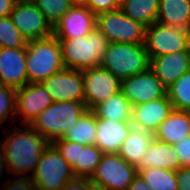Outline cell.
I'll use <instances>...</instances> for the list:
<instances>
[{
    "label": "cell",
    "instance_id": "cell-1",
    "mask_svg": "<svg viewBox=\"0 0 190 190\" xmlns=\"http://www.w3.org/2000/svg\"><path fill=\"white\" fill-rule=\"evenodd\" d=\"M22 127L12 124L1 139L10 177L20 188L32 177L43 151L49 144L30 125Z\"/></svg>",
    "mask_w": 190,
    "mask_h": 190
},
{
    "label": "cell",
    "instance_id": "cell-2",
    "mask_svg": "<svg viewBox=\"0 0 190 190\" xmlns=\"http://www.w3.org/2000/svg\"><path fill=\"white\" fill-rule=\"evenodd\" d=\"M57 39L61 45L65 68L81 71L100 66L109 43L97 27L87 36Z\"/></svg>",
    "mask_w": 190,
    "mask_h": 190
},
{
    "label": "cell",
    "instance_id": "cell-3",
    "mask_svg": "<svg viewBox=\"0 0 190 190\" xmlns=\"http://www.w3.org/2000/svg\"><path fill=\"white\" fill-rule=\"evenodd\" d=\"M64 68L61 45L54 35L27 42L26 70L28 83H42Z\"/></svg>",
    "mask_w": 190,
    "mask_h": 190
},
{
    "label": "cell",
    "instance_id": "cell-4",
    "mask_svg": "<svg viewBox=\"0 0 190 190\" xmlns=\"http://www.w3.org/2000/svg\"><path fill=\"white\" fill-rule=\"evenodd\" d=\"M74 178L72 167L56 147L49 143L37 163L35 172L21 190H61Z\"/></svg>",
    "mask_w": 190,
    "mask_h": 190
},
{
    "label": "cell",
    "instance_id": "cell-5",
    "mask_svg": "<svg viewBox=\"0 0 190 190\" xmlns=\"http://www.w3.org/2000/svg\"><path fill=\"white\" fill-rule=\"evenodd\" d=\"M84 102L62 101L53 102L40 113L30 124L49 143L62 138L85 112Z\"/></svg>",
    "mask_w": 190,
    "mask_h": 190
},
{
    "label": "cell",
    "instance_id": "cell-6",
    "mask_svg": "<svg viewBox=\"0 0 190 190\" xmlns=\"http://www.w3.org/2000/svg\"><path fill=\"white\" fill-rule=\"evenodd\" d=\"M150 59L145 44L108 43L100 66L113 73L121 81L144 72Z\"/></svg>",
    "mask_w": 190,
    "mask_h": 190
},
{
    "label": "cell",
    "instance_id": "cell-7",
    "mask_svg": "<svg viewBox=\"0 0 190 190\" xmlns=\"http://www.w3.org/2000/svg\"><path fill=\"white\" fill-rule=\"evenodd\" d=\"M96 27L109 43H145L146 27L126 16L120 8L98 14Z\"/></svg>",
    "mask_w": 190,
    "mask_h": 190
},
{
    "label": "cell",
    "instance_id": "cell-8",
    "mask_svg": "<svg viewBox=\"0 0 190 190\" xmlns=\"http://www.w3.org/2000/svg\"><path fill=\"white\" fill-rule=\"evenodd\" d=\"M190 30L155 22L145 28V48L149 59L160 55L185 51Z\"/></svg>",
    "mask_w": 190,
    "mask_h": 190
},
{
    "label": "cell",
    "instance_id": "cell-9",
    "mask_svg": "<svg viewBox=\"0 0 190 190\" xmlns=\"http://www.w3.org/2000/svg\"><path fill=\"white\" fill-rule=\"evenodd\" d=\"M137 174L136 166L126 162L119 154H103L89 179L108 190H127Z\"/></svg>",
    "mask_w": 190,
    "mask_h": 190
},
{
    "label": "cell",
    "instance_id": "cell-10",
    "mask_svg": "<svg viewBox=\"0 0 190 190\" xmlns=\"http://www.w3.org/2000/svg\"><path fill=\"white\" fill-rule=\"evenodd\" d=\"M9 16L27 42L53 35V27L32 0H18Z\"/></svg>",
    "mask_w": 190,
    "mask_h": 190
},
{
    "label": "cell",
    "instance_id": "cell-11",
    "mask_svg": "<svg viewBox=\"0 0 190 190\" xmlns=\"http://www.w3.org/2000/svg\"><path fill=\"white\" fill-rule=\"evenodd\" d=\"M83 88L85 107L93 109L121 91V80L102 66H95L83 70Z\"/></svg>",
    "mask_w": 190,
    "mask_h": 190
},
{
    "label": "cell",
    "instance_id": "cell-12",
    "mask_svg": "<svg viewBox=\"0 0 190 190\" xmlns=\"http://www.w3.org/2000/svg\"><path fill=\"white\" fill-rule=\"evenodd\" d=\"M121 92L132 107L167 96V88L150 68L123 79Z\"/></svg>",
    "mask_w": 190,
    "mask_h": 190
},
{
    "label": "cell",
    "instance_id": "cell-13",
    "mask_svg": "<svg viewBox=\"0 0 190 190\" xmlns=\"http://www.w3.org/2000/svg\"><path fill=\"white\" fill-rule=\"evenodd\" d=\"M54 102H84L83 70L64 68L42 82Z\"/></svg>",
    "mask_w": 190,
    "mask_h": 190
},
{
    "label": "cell",
    "instance_id": "cell-14",
    "mask_svg": "<svg viewBox=\"0 0 190 190\" xmlns=\"http://www.w3.org/2000/svg\"><path fill=\"white\" fill-rule=\"evenodd\" d=\"M54 101L42 83H28L16 92V120L30 125Z\"/></svg>",
    "mask_w": 190,
    "mask_h": 190
},
{
    "label": "cell",
    "instance_id": "cell-15",
    "mask_svg": "<svg viewBox=\"0 0 190 190\" xmlns=\"http://www.w3.org/2000/svg\"><path fill=\"white\" fill-rule=\"evenodd\" d=\"M97 15L86 6H72L53 28L56 38L87 36L96 28Z\"/></svg>",
    "mask_w": 190,
    "mask_h": 190
},
{
    "label": "cell",
    "instance_id": "cell-16",
    "mask_svg": "<svg viewBox=\"0 0 190 190\" xmlns=\"http://www.w3.org/2000/svg\"><path fill=\"white\" fill-rule=\"evenodd\" d=\"M0 84L16 90L28 84L25 48H0Z\"/></svg>",
    "mask_w": 190,
    "mask_h": 190
},
{
    "label": "cell",
    "instance_id": "cell-17",
    "mask_svg": "<svg viewBox=\"0 0 190 190\" xmlns=\"http://www.w3.org/2000/svg\"><path fill=\"white\" fill-rule=\"evenodd\" d=\"M149 68L168 89L190 70L188 50L152 57Z\"/></svg>",
    "mask_w": 190,
    "mask_h": 190
},
{
    "label": "cell",
    "instance_id": "cell-18",
    "mask_svg": "<svg viewBox=\"0 0 190 190\" xmlns=\"http://www.w3.org/2000/svg\"><path fill=\"white\" fill-rule=\"evenodd\" d=\"M131 121H115L96 117L95 145L104 154H118L121 145L130 133Z\"/></svg>",
    "mask_w": 190,
    "mask_h": 190
},
{
    "label": "cell",
    "instance_id": "cell-19",
    "mask_svg": "<svg viewBox=\"0 0 190 190\" xmlns=\"http://www.w3.org/2000/svg\"><path fill=\"white\" fill-rule=\"evenodd\" d=\"M172 110V103L167 95L148 103L133 106L131 123L154 134Z\"/></svg>",
    "mask_w": 190,
    "mask_h": 190
},
{
    "label": "cell",
    "instance_id": "cell-20",
    "mask_svg": "<svg viewBox=\"0 0 190 190\" xmlns=\"http://www.w3.org/2000/svg\"><path fill=\"white\" fill-rule=\"evenodd\" d=\"M162 168L177 171L181 163L174 145L152 139L146 155L136 166L137 173L149 168Z\"/></svg>",
    "mask_w": 190,
    "mask_h": 190
},
{
    "label": "cell",
    "instance_id": "cell-21",
    "mask_svg": "<svg viewBox=\"0 0 190 190\" xmlns=\"http://www.w3.org/2000/svg\"><path fill=\"white\" fill-rule=\"evenodd\" d=\"M158 141L174 145L190 135V116L187 111L173 109L153 134Z\"/></svg>",
    "mask_w": 190,
    "mask_h": 190
},
{
    "label": "cell",
    "instance_id": "cell-22",
    "mask_svg": "<svg viewBox=\"0 0 190 190\" xmlns=\"http://www.w3.org/2000/svg\"><path fill=\"white\" fill-rule=\"evenodd\" d=\"M154 135L142 127L131 124L130 133L121 145L118 154L131 165L137 166L146 155Z\"/></svg>",
    "mask_w": 190,
    "mask_h": 190
},
{
    "label": "cell",
    "instance_id": "cell-23",
    "mask_svg": "<svg viewBox=\"0 0 190 190\" xmlns=\"http://www.w3.org/2000/svg\"><path fill=\"white\" fill-rule=\"evenodd\" d=\"M156 21L190 30V0H159Z\"/></svg>",
    "mask_w": 190,
    "mask_h": 190
},
{
    "label": "cell",
    "instance_id": "cell-24",
    "mask_svg": "<svg viewBox=\"0 0 190 190\" xmlns=\"http://www.w3.org/2000/svg\"><path fill=\"white\" fill-rule=\"evenodd\" d=\"M96 132V114L92 109H87L61 139L91 145L95 143Z\"/></svg>",
    "mask_w": 190,
    "mask_h": 190
},
{
    "label": "cell",
    "instance_id": "cell-25",
    "mask_svg": "<svg viewBox=\"0 0 190 190\" xmlns=\"http://www.w3.org/2000/svg\"><path fill=\"white\" fill-rule=\"evenodd\" d=\"M97 118L115 121H131L132 105L120 91L92 109Z\"/></svg>",
    "mask_w": 190,
    "mask_h": 190
},
{
    "label": "cell",
    "instance_id": "cell-26",
    "mask_svg": "<svg viewBox=\"0 0 190 190\" xmlns=\"http://www.w3.org/2000/svg\"><path fill=\"white\" fill-rule=\"evenodd\" d=\"M159 0H125L122 12L132 20L149 27L156 22Z\"/></svg>",
    "mask_w": 190,
    "mask_h": 190
},
{
    "label": "cell",
    "instance_id": "cell-27",
    "mask_svg": "<svg viewBox=\"0 0 190 190\" xmlns=\"http://www.w3.org/2000/svg\"><path fill=\"white\" fill-rule=\"evenodd\" d=\"M102 150L95 144L79 143L78 162L72 167L75 177L90 178L103 156Z\"/></svg>",
    "mask_w": 190,
    "mask_h": 190
},
{
    "label": "cell",
    "instance_id": "cell-28",
    "mask_svg": "<svg viewBox=\"0 0 190 190\" xmlns=\"http://www.w3.org/2000/svg\"><path fill=\"white\" fill-rule=\"evenodd\" d=\"M139 175L152 190H178L177 175L174 170L162 168H149Z\"/></svg>",
    "mask_w": 190,
    "mask_h": 190
},
{
    "label": "cell",
    "instance_id": "cell-29",
    "mask_svg": "<svg viewBox=\"0 0 190 190\" xmlns=\"http://www.w3.org/2000/svg\"><path fill=\"white\" fill-rule=\"evenodd\" d=\"M167 95L173 109L183 111L190 109V70L167 89Z\"/></svg>",
    "mask_w": 190,
    "mask_h": 190
},
{
    "label": "cell",
    "instance_id": "cell-30",
    "mask_svg": "<svg viewBox=\"0 0 190 190\" xmlns=\"http://www.w3.org/2000/svg\"><path fill=\"white\" fill-rule=\"evenodd\" d=\"M27 40L12 22L10 16L0 17V48H25Z\"/></svg>",
    "mask_w": 190,
    "mask_h": 190
},
{
    "label": "cell",
    "instance_id": "cell-31",
    "mask_svg": "<svg viewBox=\"0 0 190 190\" xmlns=\"http://www.w3.org/2000/svg\"><path fill=\"white\" fill-rule=\"evenodd\" d=\"M42 12L47 21L54 26L62 16L72 7L69 0H32Z\"/></svg>",
    "mask_w": 190,
    "mask_h": 190
},
{
    "label": "cell",
    "instance_id": "cell-32",
    "mask_svg": "<svg viewBox=\"0 0 190 190\" xmlns=\"http://www.w3.org/2000/svg\"><path fill=\"white\" fill-rule=\"evenodd\" d=\"M16 92V89L0 84V125L7 119L16 123Z\"/></svg>",
    "mask_w": 190,
    "mask_h": 190
},
{
    "label": "cell",
    "instance_id": "cell-33",
    "mask_svg": "<svg viewBox=\"0 0 190 190\" xmlns=\"http://www.w3.org/2000/svg\"><path fill=\"white\" fill-rule=\"evenodd\" d=\"M56 147L60 155L73 167L78 162L79 155V143L67 141L63 139H57L52 142Z\"/></svg>",
    "mask_w": 190,
    "mask_h": 190
},
{
    "label": "cell",
    "instance_id": "cell-34",
    "mask_svg": "<svg viewBox=\"0 0 190 190\" xmlns=\"http://www.w3.org/2000/svg\"><path fill=\"white\" fill-rule=\"evenodd\" d=\"M4 173L8 174V179H6L5 183H3V189L1 190H21V188L10 177L5 157L4 146L2 145V141L0 140V182L2 177L6 175Z\"/></svg>",
    "mask_w": 190,
    "mask_h": 190
},
{
    "label": "cell",
    "instance_id": "cell-35",
    "mask_svg": "<svg viewBox=\"0 0 190 190\" xmlns=\"http://www.w3.org/2000/svg\"><path fill=\"white\" fill-rule=\"evenodd\" d=\"M86 7L95 15L120 8L114 0H88Z\"/></svg>",
    "mask_w": 190,
    "mask_h": 190
},
{
    "label": "cell",
    "instance_id": "cell-36",
    "mask_svg": "<svg viewBox=\"0 0 190 190\" xmlns=\"http://www.w3.org/2000/svg\"><path fill=\"white\" fill-rule=\"evenodd\" d=\"M181 167L190 166V135L174 144Z\"/></svg>",
    "mask_w": 190,
    "mask_h": 190
},
{
    "label": "cell",
    "instance_id": "cell-37",
    "mask_svg": "<svg viewBox=\"0 0 190 190\" xmlns=\"http://www.w3.org/2000/svg\"><path fill=\"white\" fill-rule=\"evenodd\" d=\"M176 175L178 190H190V166L180 167Z\"/></svg>",
    "mask_w": 190,
    "mask_h": 190
},
{
    "label": "cell",
    "instance_id": "cell-38",
    "mask_svg": "<svg viewBox=\"0 0 190 190\" xmlns=\"http://www.w3.org/2000/svg\"><path fill=\"white\" fill-rule=\"evenodd\" d=\"M90 181L89 178L75 177L68 181L61 190H87Z\"/></svg>",
    "mask_w": 190,
    "mask_h": 190
},
{
    "label": "cell",
    "instance_id": "cell-39",
    "mask_svg": "<svg viewBox=\"0 0 190 190\" xmlns=\"http://www.w3.org/2000/svg\"><path fill=\"white\" fill-rule=\"evenodd\" d=\"M127 190H152L148 184L145 183L144 179L137 174V176L132 180Z\"/></svg>",
    "mask_w": 190,
    "mask_h": 190
},
{
    "label": "cell",
    "instance_id": "cell-40",
    "mask_svg": "<svg viewBox=\"0 0 190 190\" xmlns=\"http://www.w3.org/2000/svg\"><path fill=\"white\" fill-rule=\"evenodd\" d=\"M18 0H0V17L9 16Z\"/></svg>",
    "mask_w": 190,
    "mask_h": 190
},
{
    "label": "cell",
    "instance_id": "cell-41",
    "mask_svg": "<svg viewBox=\"0 0 190 190\" xmlns=\"http://www.w3.org/2000/svg\"><path fill=\"white\" fill-rule=\"evenodd\" d=\"M87 190H108L105 186L90 181Z\"/></svg>",
    "mask_w": 190,
    "mask_h": 190
},
{
    "label": "cell",
    "instance_id": "cell-42",
    "mask_svg": "<svg viewBox=\"0 0 190 190\" xmlns=\"http://www.w3.org/2000/svg\"><path fill=\"white\" fill-rule=\"evenodd\" d=\"M88 0H69L72 6H87Z\"/></svg>",
    "mask_w": 190,
    "mask_h": 190
},
{
    "label": "cell",
    "instance_id": "cell-43",
    "mask_svg": "<svg viewBox=\"0 0 190 190\" xmlns=\"http://www.w3.org/2000/svg\"><path fill=\"white\" fill-rule=\"evenodd\" d=\"M119 6H121L125 0H114Z\"/></svg>",
    "mask_w": 190,
    "mask_h": 190
},
{
    "label": "cell",
    "instance_id": "cell-44",
    "mask_svg": "<svg viewBox=\"0 0 190 190\" xmlns=\"http://www.w3.org/2000/svg\"><path fill=\"white\" fill-rule=\"evenodd\" d=\"M187 50H188L189 60H190V39H189V43H188V48H187Z\"/></svg>",
    "mask_w": 190,
    "mask_h": 190
}]
</instances>
